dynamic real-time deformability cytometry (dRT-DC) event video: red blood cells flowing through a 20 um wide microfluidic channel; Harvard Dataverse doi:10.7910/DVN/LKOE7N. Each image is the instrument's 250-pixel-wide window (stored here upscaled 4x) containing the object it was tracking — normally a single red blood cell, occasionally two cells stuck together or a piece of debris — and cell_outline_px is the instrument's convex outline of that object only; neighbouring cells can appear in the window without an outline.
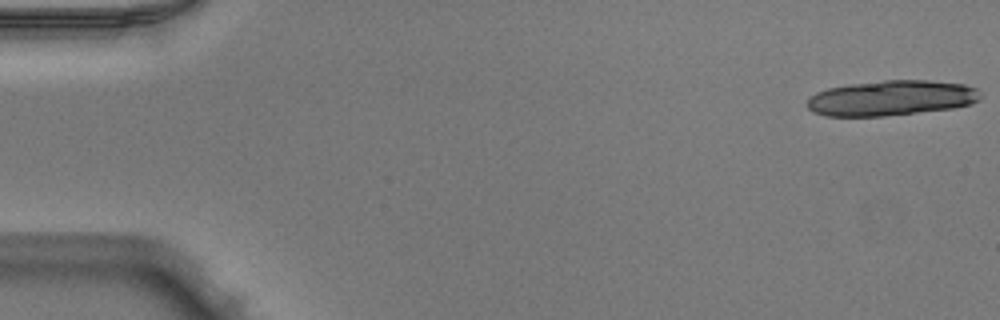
{"species": "Egyptian fruit bat (a non-hibernating species)", "species_latin": "Rousettus aegyptiacus", "temperature_condition": "warm", "stored_images_in_passage": 18, "camera_frame_rate_fps": 3000, "um_per_image_px": 0.085, "animal": {"sex": "male"}, "frame": {"image": 1, "passage_image": 1, "time_ms": 0.0, "image_size_px": [1000, 320], "cell_outline_px": [[980, 100], [972, 104], [952, 108], [884, 116], [824, 116], [812, 112], [808, 108], [808, 100], [816, 92], [828, 88], [848, 84], [884, 80], [928, 80], [964, 84], [976, 88], [980, 92]], "centroid_in_image_um": [75.76, 8.33], "position_along_channel_um": 9.2, "area_um2": 35.66}}